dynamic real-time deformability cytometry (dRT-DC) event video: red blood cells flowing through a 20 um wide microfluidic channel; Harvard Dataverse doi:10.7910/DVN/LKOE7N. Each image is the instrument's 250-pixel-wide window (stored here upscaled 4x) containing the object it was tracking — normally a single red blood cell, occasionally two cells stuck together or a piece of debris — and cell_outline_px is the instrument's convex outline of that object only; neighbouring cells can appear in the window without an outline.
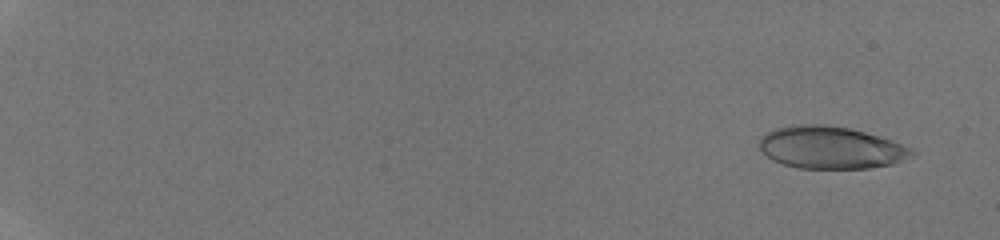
{"species": "human", "species_latin": "Homo sapiens", "temperature_condition": "room temperature", "stored_images_in_passage": 53, "camera_frame_rate_fps": 3000, "um_per_image_px": 0.085, "donor": {"sex": "male"}, "frame": {"image": 1, "passage_image": 4, "time_ms": 1.0, "image_size_px": [1000, 240], "cell_outline_px": [[916, 152], [892, 164], [868, 168], [800, 168], [784, 164], [772, 160], [760, 148], [760, 140], [768, 132], [776, 128], [800, 124], [820, 124], [848, 128], [864, 132], [892, 140], [912, 148]], "centroid_in_image_um": [70.61, 12.54], "position_along_channel_um": 14.4, "area_um2": 36.99}}
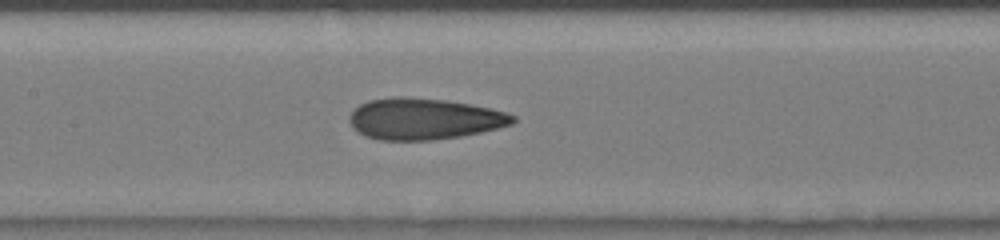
{"frame": {"image": 2, "passage_image": 30, "time_ms": 9.667, "image_size_px": [1000, 240], "cell_outline_px": [[516, 120], [512, 124], [480, 132], [460, 136], [432, 140], [380, 140], [368, 136], [352, 128], [348, 120], [348, 116], [360, 104], [368, 100], [396, 96], [404, 96], [444, 100], [468, 104], [488, 108], [504, 112], [516, 116]], "centroid_in_image_um": [36.01, 10.1], "position_along_channel_um": 171.4, "area_um2": 39.07}}
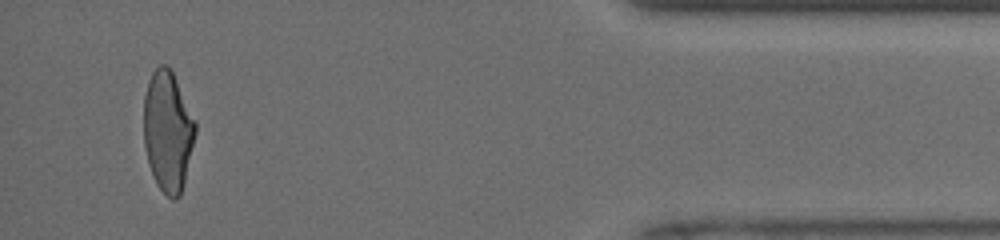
{"frame": {"image": 3, "passage_image": 51, "time_ms": 16.667, "image_size_px": [1000, 240], "cell_outline_px": [[196, 132], [180, 196], [176, 200], [172, 200], [156, 184], [148, 164], [144, 144], [144, 96], [148, 80], [152, 72], [160, 64], [168, 64], [196, 120]], "centroid_in_image_um": [14.25, 11.13], "position_along_channel_um": 420.9, "area_um2": 36.18}, "authors_computed_cell_mechanics": {"area_um2": 37.8012, "velocity_mm_per_s": 4.231, "shape_relaxation_time_tau1_ms": 4.4557, "shape_relaxation_time_tau2_ms": 1.3698, "deformation_change_tau1": 0.1705, "deformation_change_tau2": 0.0915}}